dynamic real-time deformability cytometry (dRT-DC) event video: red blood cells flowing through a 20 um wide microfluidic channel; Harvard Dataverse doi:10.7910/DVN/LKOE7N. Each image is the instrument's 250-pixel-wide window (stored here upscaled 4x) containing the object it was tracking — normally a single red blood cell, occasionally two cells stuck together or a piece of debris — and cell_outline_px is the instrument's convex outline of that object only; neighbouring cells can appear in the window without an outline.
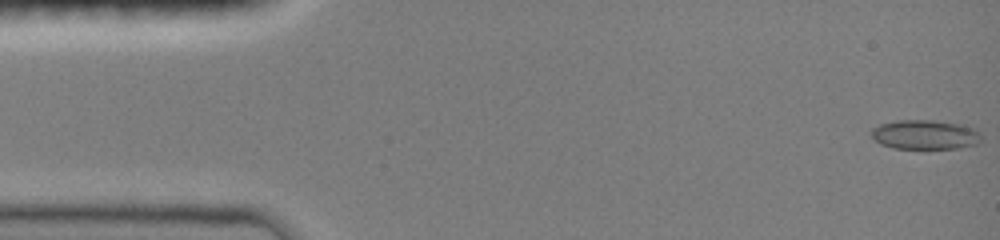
{"species": "common noctule bat (a hibernating species)", "species_latin": "Nyctalus noctula", "temperature_condition": "room temperature", "stored_images_in_passage": 47, "camera_frame_rate_fps": 3000, "um_per_image_px": 0.085, "animal": {"sex": "female", "body_mass_g": 19.0, "forearm_length_mm": 51.5}, "frame": {"image": 1, "passage_image": 1, "time_ms": 0.0, "image_size_px": [1000, 240], "cell_outline_px": [[980, 140], [976, 144], [960, 148], [892, 148], [880, 144], [872, 136], [872, 128], [880, 124], [896, 120], [932, 120], [956, 124], [972, 128], [980, 136]], "centroid_in_image_um": [78.57, 11.45], "position_along_channel_um": 6.4, "area_um2": 18.5}}
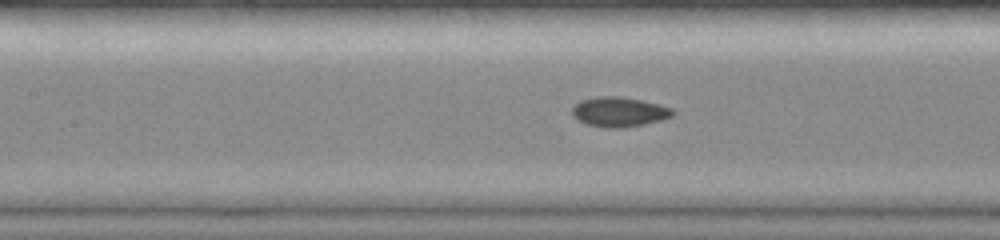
{"frame": {"image": 2, "passage_image": 21, "time_ms": 6.667, "image_size_px": [1000, 240], "cell_outline_px": [[676, 112], [672, 116], [660, 120], [644, 124], [624, 128], [604, 128], [588, 124], [576, 120], [572, 116], [572, 108], [580, 100], [596, 96], [620, 96], [660, 104], [672, 108]], "centroid_in_image_um": [52.61, 9.51], "position_along_channel_um": 154.8, "area_um2": 17.63}}
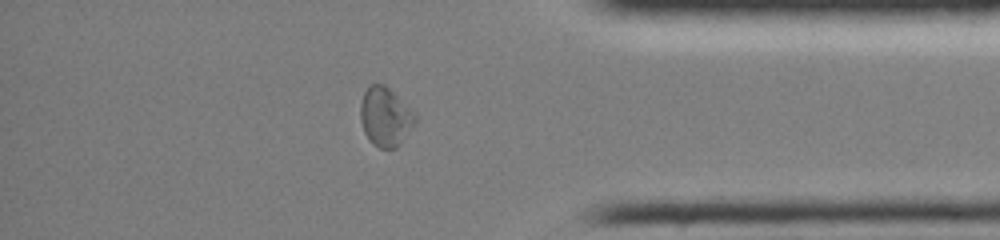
{"frame": {"image": 3, "passage_image": 40, "time_ms": 13.0, "image_size_px": [1000, 240], "cell_outline_px": [[416, 120], [400, 144], [396, 148], [380, 148], [372, 144], [364, 132], [360, 120], [360, 104], [364, 92], [372, 84], [384, 84], [416, 112]], "centroid_in_image_um": [32.75, 9.93], "position_along_channel_um": 402.5, "area_um2": 18.79}, "authors_computed_cell_mechanics": {"area_um2": 17.34, "velocity_mm_per_s": 4.0596, "shape_relaxation_time_tau1_ms": 4.9881, "shape_relaxation_time_tau2_ms": 2.3814, "deformation_change_tau1": 0.1253, "deformation_change_tau2": 0.0392}}